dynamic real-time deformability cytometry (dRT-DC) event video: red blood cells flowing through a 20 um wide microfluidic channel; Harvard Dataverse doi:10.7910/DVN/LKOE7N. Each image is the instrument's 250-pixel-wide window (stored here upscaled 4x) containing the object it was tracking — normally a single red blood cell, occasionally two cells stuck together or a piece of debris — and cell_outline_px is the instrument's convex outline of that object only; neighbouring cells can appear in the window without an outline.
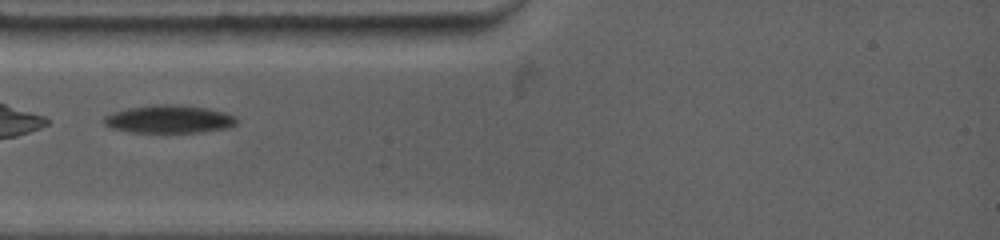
{"species": "common noctule bat (a hibernating species)", "species_latin": "Nyctalus noctula", "temperature_condition": "warm", "stored_images_in_passage": 7, "camera_frame_rate_fps": 4500, "um_per_image_px": 0.085, "animal": {"sex": "female", "body_mass_g": 19.0, "forearm_length_mm": 53.3}, "frame": {"image": 1, "passage_image": 2, "time_ms": 0.667, "image_size_px": [1000, 240], "cell_outline_px": [[236, 124], [228, 128], [204, 132], [132, 132], [112, 128], [104, 124], [104, 116], [112, 112], [128, 108], [156, 104], [172, 104], [208, 108], [224, 112], [236, 116]], "centroid_in_image_um": [14.39, 10.12], "position_along_channel_um": 70.6, "area_um2": 21.62}}
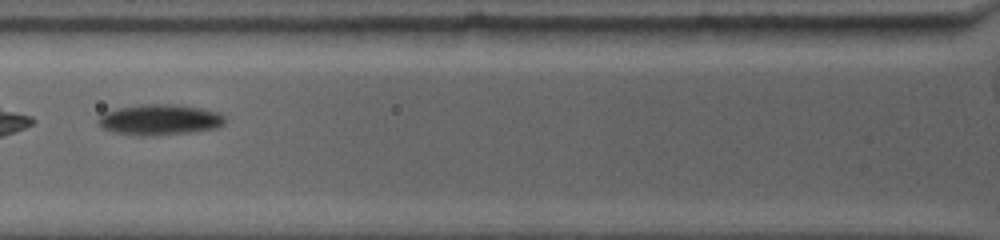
{"frame": {"image": 2, "passage_image": 4, "time_ms": 1.778, "image_size_px": [1000, 240], "cell_outline_px": [[228, 120], [224, 124], [216, 128], [196, 132], [152, 136], [140, 136], [112, 132], [96, 124], [96, 120], [104, 112], [116, 108], [140, 104], [172, 104], [200, 108], [216, 112], [224, 116]], "centroid_in_image_um": [13.55, 10.19], "position_along_channel_um": 112.2, "area_um2": 23.06}}
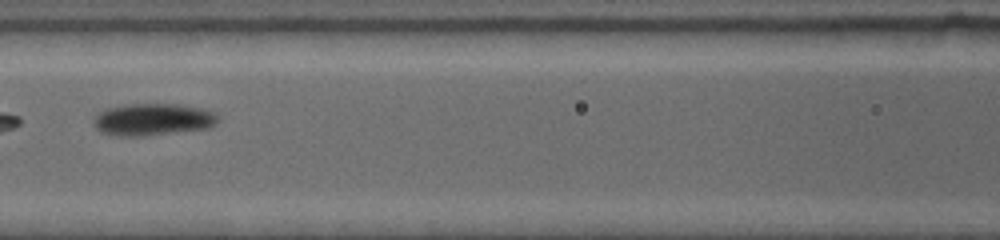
{"frame": {"image": 3, "passage_image": 6, "time_ms": 2.889, "image_size_px": [1000, 240], "cell_outline_px": [[216, 124], [208, 128], [144, 136], [116, 136], [100, 132], [92, 124], [92, 120], [104, 108], [124, 104], [176, 104], [200, 108], [216, 112]], "centroid_in_image_um": [12.93, 10.15], "position_along_channel_um": 153.7, "area_um2": 23.35}}